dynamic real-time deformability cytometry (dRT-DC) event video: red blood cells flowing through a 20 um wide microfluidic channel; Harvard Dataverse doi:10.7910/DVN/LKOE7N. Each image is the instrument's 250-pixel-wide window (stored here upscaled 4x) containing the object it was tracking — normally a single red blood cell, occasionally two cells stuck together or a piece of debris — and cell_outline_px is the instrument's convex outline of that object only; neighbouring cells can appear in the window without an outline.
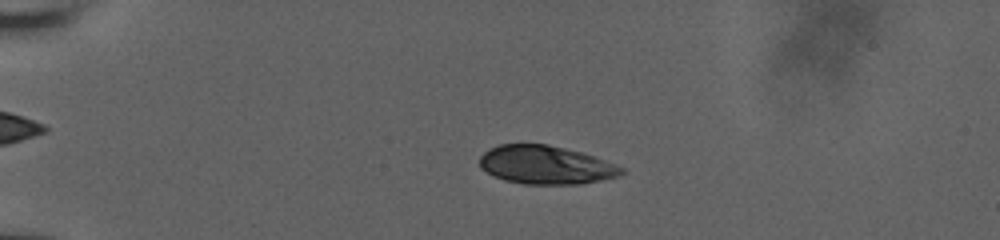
{"species": "human", "species_latin": "Homo sapiens", "temperature_condition": "room temperature", "stored_images_in_passage": 57, "camera_frame_rate_fps": 3000, "um_per_image_px": 0.085, "donor": {"sex": "male"}, "frame": {"image": 1, "passage_image": 15, "time_ms": 4.667, "image_size_px": [1000, 240], "cell_outline_px": [[624, 172], [620, 176], [580, 184], [524, 184], [504, 180], [480, 168], [480, 156], [488, 148], [500, 144], [548, 144], [580, 152], [616, 164], [624, 168]], "centroid_in_image_um": [46.38, 14.02], "position_along_channel_um": 38.6, "area_um2": 31.67}}
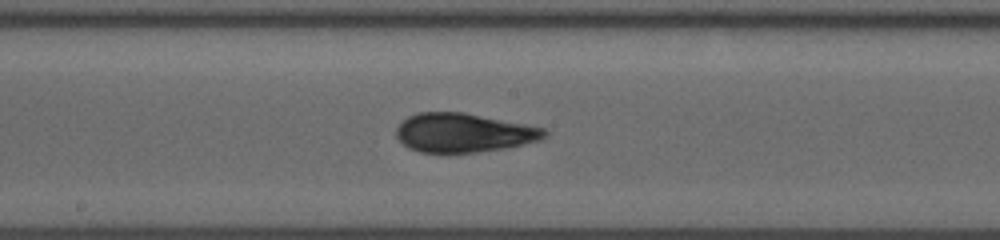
{"frame": {"image": 2, "passage_image": 33, "time_ms": 10.667, "image_size_px": [1000, 240], "cell_outline_px": [[548, 136], [540, 140], [508, 148], [448, 156], [444, 156], [420, 152], [408, 148], [396, 136], [396, 128], [408, 116], [416, 112], [464, 112], [544, 128], [548, 132]], "centroid_in_image_um": [39.38, 11.33], "position_along_channel_um": 208.8, "area_um2": 34.56}}
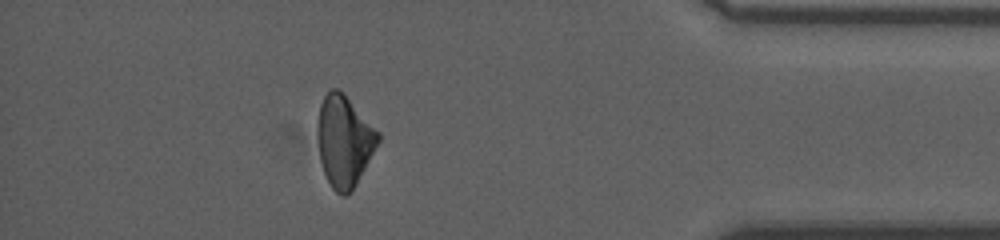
{"frame": {"image": 3, "passage_image": 51, "time_ms": 16.667, "image_size_px": [1000, 240], "cell_outline_px": [[380, 140], [356, 184], [344, 196], [336, 192], [332, 188], [324, 172], [320, 160], [316, 132], [316, 124], [320, 104], [324, 96], [332, 88], [336, 88], [344, 92], [380, 132]], "centroid_in_image_um": [29.24, 11.93], "position_along_channel_um": 406.0, "area_um2": 32.31}, "authors_computed_cell_mechanics": {"area_um2": 33.0616, "velocity_mm_per_s": 3.846, "shape_relaxation_time_tau1_ms": 8.1295, "shape_relaxation_time_tau2_ms": 2.714, "deformation_change_tau1": 0.1791, "deformation_change_tau2": 0.0479}}